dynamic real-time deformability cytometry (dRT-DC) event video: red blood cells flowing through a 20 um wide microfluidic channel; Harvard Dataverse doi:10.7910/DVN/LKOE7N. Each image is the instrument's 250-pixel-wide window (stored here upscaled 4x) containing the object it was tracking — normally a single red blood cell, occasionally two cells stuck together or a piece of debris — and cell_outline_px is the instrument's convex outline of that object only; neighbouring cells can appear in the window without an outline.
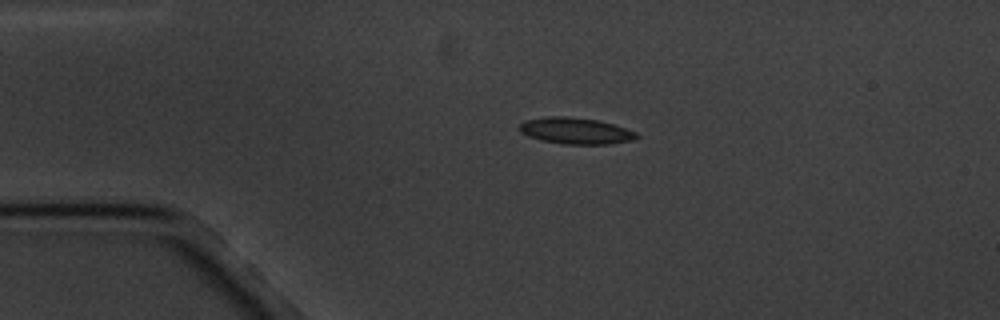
{"species": "common noctule bat (a hibernating species)", "species_latin": "Nyctalus noctula", "temperature_condition": "cold", "stored_images_in_passage": 3, "camera_frame_rate_fps": 3000, "um_per_image_px": 0.085, "animal": {"sex": "male", "body_mass_g": 20.1, "forearm_length_mm": 53.5}, "frame": {"image": 1, "passage_image": 2, "time_ms": 1.0, "image_size_px": [1000, 320], "cell_outline_px": [[640, 136], [632, 140], [604, 144], [564, 144], [540, 140], [528, 136], [520, 132], [516, 128], [524, 120], [548, 116], [568, 116], [596, 120], [612, 124], [636, 132]], "centroid_in_image_um": [48.86, 11.11], "position_along_channel_um": 36.1, "area_um2": 17.98}}